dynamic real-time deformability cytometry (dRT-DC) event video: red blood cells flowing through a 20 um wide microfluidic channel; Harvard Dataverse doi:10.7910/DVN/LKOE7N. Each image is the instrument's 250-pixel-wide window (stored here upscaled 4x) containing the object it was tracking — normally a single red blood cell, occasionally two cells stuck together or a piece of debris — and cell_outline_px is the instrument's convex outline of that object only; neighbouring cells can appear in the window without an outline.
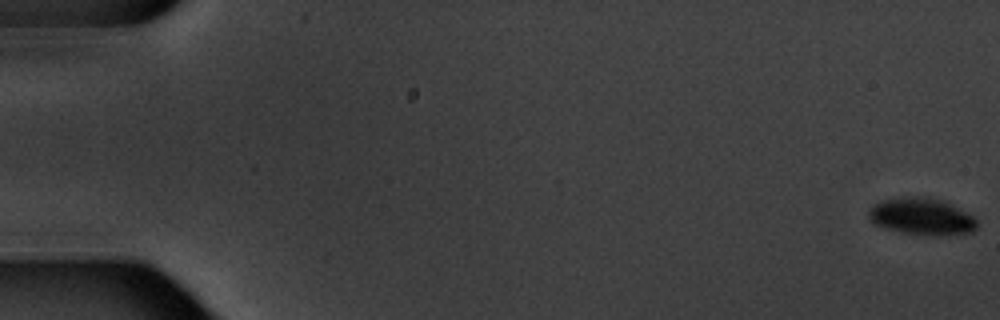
{"species": "common noctule bat (a hibernating species)", "species_latin": "Nyctalus noctula", "temperature_condition": "warm", "stored_images_in_passage": 6, "camera_frame_rate_fps": 3000, "um_per_image_px": 0.085, "animal": {"sex": "male", "body_mass_g": 20.1, "forearm_length_mm": 53.5}, "frame": {"image": 1, "passage_image": 1, "time_ms": 0.0, "image_size_px": [1000, 320], "cell_outline_px": [[976, 228], [972, 232], [936, 236], [932, 236], [900, 232], [884, 228], [872, 224], [868, 216], [868, 208], [872, 204], [884, 200], [904, 196], [916, 196], [944, 200], [972, 216], [976, 220]], "centroid_in_image_um": [78.28, 18.4], "position_along_channel_um": 6.7, "area_um2": 23.47}}
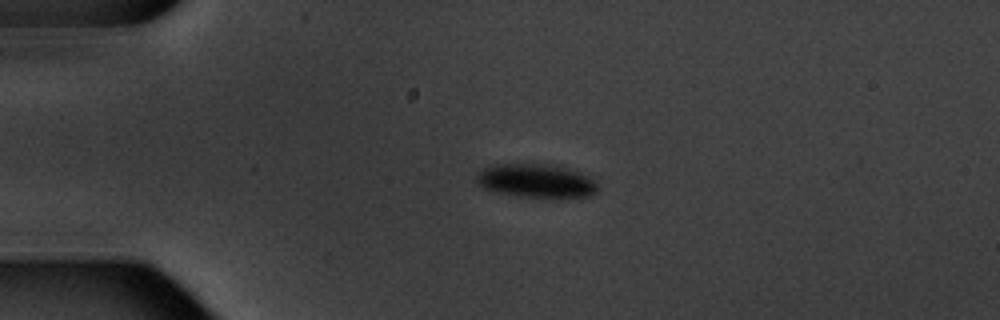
{"frame": {"image": 2, "passage_image": 5, "time_ms": 4.667, "image_size_px": [1000, 320], "cell_outline_px": [[600, 188], [596, 192], [588, 196], [560, 200], [516, 196], [496, 192], [484, 188], [476, 180], [476, 176], [484, 168], [496, 164], [564, 164], [596, 180]], "centroid_in_image_um": [45.7, 15.39], "position_along_channel_um": 39.3, "area_um2": 24.85}}